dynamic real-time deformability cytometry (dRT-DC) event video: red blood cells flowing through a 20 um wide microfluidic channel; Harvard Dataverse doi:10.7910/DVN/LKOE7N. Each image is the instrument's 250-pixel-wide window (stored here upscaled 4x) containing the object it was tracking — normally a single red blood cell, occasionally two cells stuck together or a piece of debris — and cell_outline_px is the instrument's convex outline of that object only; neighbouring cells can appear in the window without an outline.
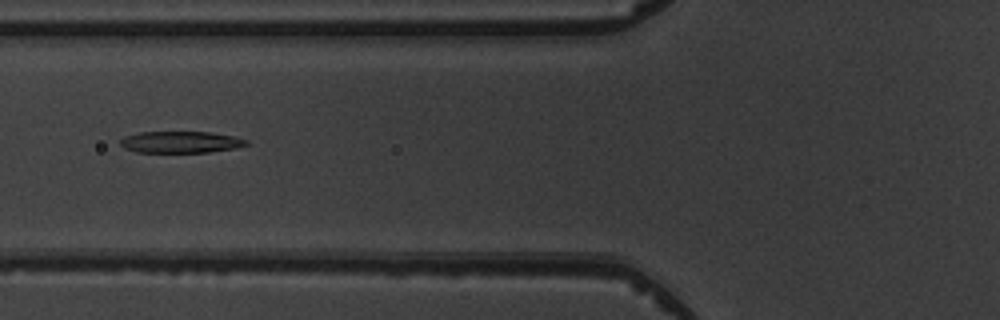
{"species": "common noctule bat (a hibernating species)", "species_latin": "Nyctalus noctula", "temperature_condition": "warm", "stored_images_in_passage": 7, "camera_frame_rate_fps": 3000, "um_per_image_px": 0.085, "animal": {"sex": "male", "body_mass_g": 19.5, "forearm_length_mm": 54.6}, "frame": {"image": 1, "passage_image": 6, "time_ms": 5.667, "image_size_px": [1000, 320], "cell_outline_px": [[248, 144], [236, 148], [208, 152], [136, 152], [124, 148], [120, 144], [120, 140], [124, 136], [140, 132], [208, 132], [232, 136], [248, 140]], "centroid_in_image_um": [15.33, 12.08], "position_along_channel_um": 110.5, "area_um2": 15.78}}
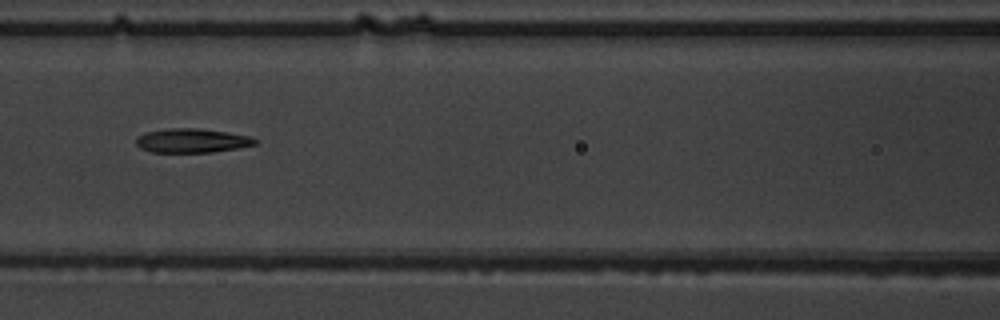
{"frame": {"image": 2, "passage_image": 7, "time_ms": 6.667, "image_size_px": [1000, 320], "cell_outline_px": [[256, 144], [236, 148], [212, 152], [152, 152], [140, 148], [136, 144], [136, 136], [144, 132], [168, 128], [200, 128], [228, 132], [248, 136], [256, 140]], "centroid_in_image_um": [16.25, 11.94], "position_along_channel_um": 150.3, "area_um2": 16.7}}